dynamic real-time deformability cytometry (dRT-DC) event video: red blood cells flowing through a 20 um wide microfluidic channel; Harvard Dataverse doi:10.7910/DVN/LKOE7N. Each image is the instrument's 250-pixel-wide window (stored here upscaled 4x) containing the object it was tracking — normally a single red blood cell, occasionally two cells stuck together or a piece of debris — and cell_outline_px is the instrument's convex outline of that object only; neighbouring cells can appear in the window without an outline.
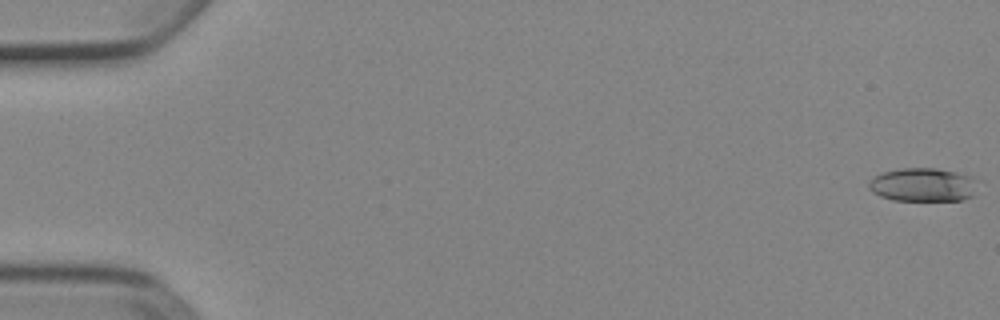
{"species": "Egyptian fruit bat (a non-hibernating species)", "species_latin": "Rousettus aegyptiacus", "temperature_condition": "cold", "stored_images_in_passage": 3, "camera_frame_rate_fps": 3000, "um_per_image_px": 0.085, "animal": {"sex": "female"}, "frame": {"image": 1, "passage_image": 1, "time_ms": 0.0, "image_size_px": [1000, 320], "cell_outline_px": [[976, 176], [972, 196], [964, 200], [892, 200], [880, 196], [872, 192], [868, 188], [868, 180], [872, 176], [884, 172], [900, 168], [936, 168]], "centroid_in_image_um": [78.41, 15.69], "position_along_channel_um": 6.6, "area_um2": 21.44}}